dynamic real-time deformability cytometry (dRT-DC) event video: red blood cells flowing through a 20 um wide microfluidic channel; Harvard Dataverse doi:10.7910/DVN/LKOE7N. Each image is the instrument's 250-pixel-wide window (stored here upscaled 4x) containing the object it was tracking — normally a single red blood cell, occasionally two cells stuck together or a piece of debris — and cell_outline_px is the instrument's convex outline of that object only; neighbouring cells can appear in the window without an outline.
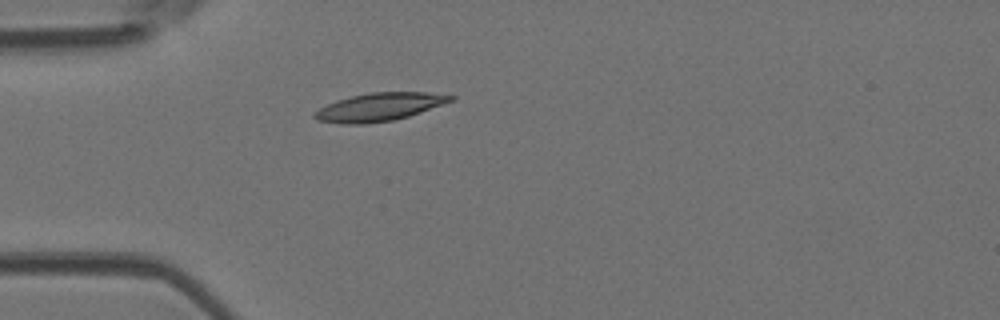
{"species": "Egyptian fruit bat (a non-hibernating species)", "species_latin": "Rousettus aegyptiacus", "temperature_condition": "room temperature", "stored_images_in_passage": 4, "camera_frame_rate_fps": 3000, "um_per_image_px": 0.085, "animal": {"sex": "female"}, "frame": {"image": 1, "passage_image": 4, "time_ms": 1.0, "image_size_px": [1000, 320], "cell_outline_px": [[456, 100], [408, 116], [392, 120], [364, 124], [340, 124], [316, 120], [312, 116], [312, 112], [336, 100], [352, 96], [372, 92], [428, 92], [456, 96]], "centroid_in_image_um": [32.23, 9.09], "position_along_channel_um": 52.8, "area_um2": 22.31}}